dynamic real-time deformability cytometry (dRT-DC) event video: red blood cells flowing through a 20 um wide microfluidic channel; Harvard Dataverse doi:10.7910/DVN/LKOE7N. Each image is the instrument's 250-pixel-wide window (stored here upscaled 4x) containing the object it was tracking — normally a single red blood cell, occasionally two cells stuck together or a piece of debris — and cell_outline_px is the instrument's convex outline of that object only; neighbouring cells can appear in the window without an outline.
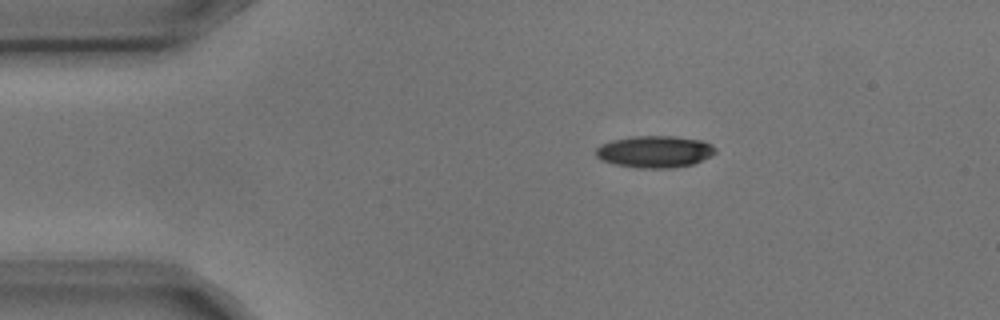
{"species": "common noctule bat (a hibernating species)", "species_latin": "Nyctalus noctula", "temperature_condition": "cold", "stored_images_in_passage": 3, "camera_frame_rate_fps": 3000, "um_per_image_px": 0.085, "animal": {"sex": "male", "body_mass_g": 17.9, "forearm_length_mm": 54.2}, "frame": {"image": 1, "passage_image": 1, "time_ms": 0.0, "image_size_px": [1000, 320], "cell_outline_px": [[716, 152], [712, 156], [692, 164], [672, 168], [636, 168], [616, 164], [600, 160], [596, 156], [596, 148], [600, 144], [612, 140], [632, 136], [676, 136], [704, 140], [712, 144], [716, 148]], "centroid_in_image_um": [55.67, 12.88], "position_along_channel_um": 29.3, "area_um2": 22.48}}
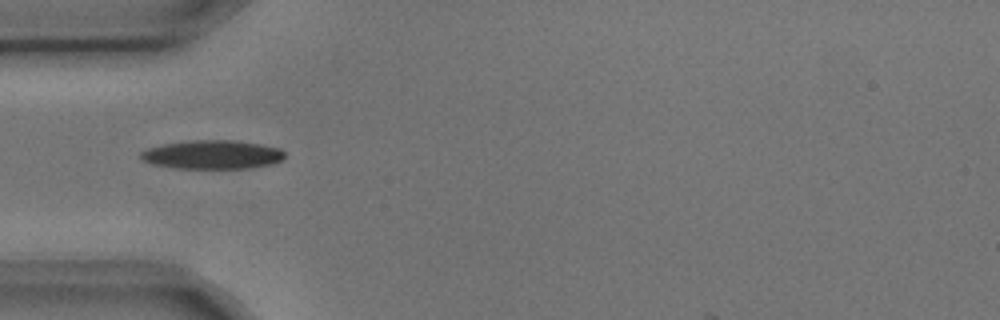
{"frame": {"image": 2, "passage_image": 3, "time_ms": 0.667, "image_size_px": [1000, 320], "cell_outline_px": [[284, 160], [272, 164], [252, 168], [176, 168], [152, 164], [144, 160], [140, 156], [140, 152], [148, 148], [164, 144], [192, 140], [236, 140], [260, 144], [280, 148], [284, 152]], "centroid_in_image_um": [18.09, 13.14], "position_along_channel_um": 66.9, "area_um2": 24.16}}